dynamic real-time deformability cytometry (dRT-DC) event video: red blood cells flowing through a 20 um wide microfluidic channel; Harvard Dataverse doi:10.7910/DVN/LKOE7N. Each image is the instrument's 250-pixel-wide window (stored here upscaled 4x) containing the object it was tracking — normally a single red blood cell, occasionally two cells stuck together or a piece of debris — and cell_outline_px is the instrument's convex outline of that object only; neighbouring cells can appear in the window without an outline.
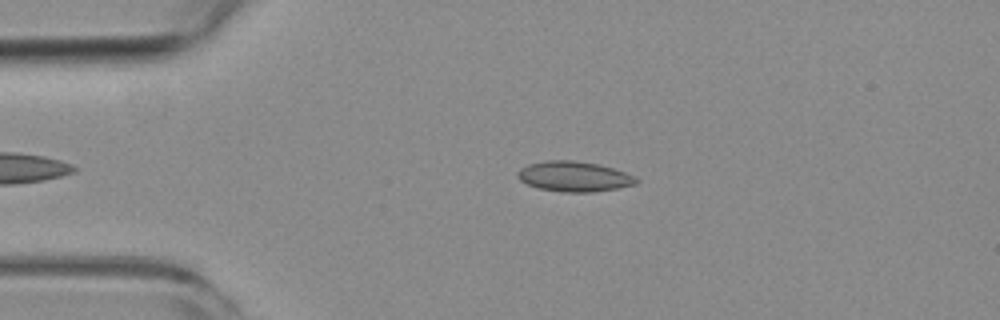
{"species": "common noctule bat (a hibernating species)", "species_latin": "Nyctalus noctula", "temperature_condition": "room temperature", "stored_images_in_passage": 31, "camera_frame_rate_fps": 3000, "um_per_image_px": 0.085, "animal": {"sex": "female", "body_mass_g": 19.3, "forearm_length_mm": 54.1}, "frame": {"image": 1, "passage_image": 1, "time_ms": 0.0, "image_size_px": [1000, 320], "cell_outline_px": [[640, 180], [636, 184], [616, 188], [592, 192], [564, 192], [540, 188], [528, 184], [520, 180], [516, 176], [516, 172], [520, 168], [528, 164], [548, 160], [572, 160], [596, 164], [612, 168], [624, 172]], "centroid_in_image_um": [48.76, 15.0], "position_along_channel_um": 36.2, "area_um2": 20.63}}
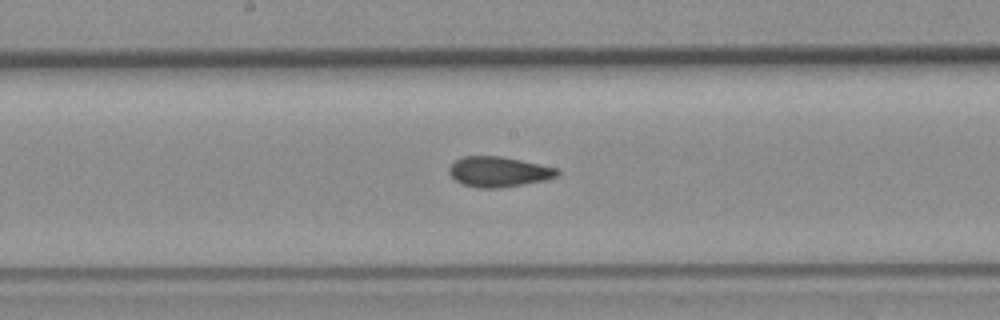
{"frame": {"image": 2, "passage_image": 17, "time_ms": 5.333, "image_size_px": [1000, 320], "cell_outline_px": [[560, 176], [544, 180], [524, 184], [500, 188], [476, 188], [464, 184], [456, 180], [448, 172], [448, 168], [456, 160], [464, 156], [500, 156], [520, 160], [556, 168], [560, 172]], "centroid_in_image_um": [42.39, 14.6], "position_along_channel_um": 205.8, "area_um2": 18.96}}
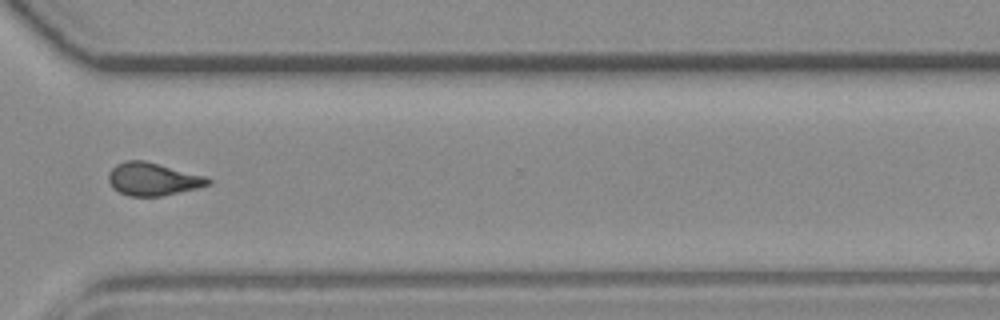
{"frame": {"image": 3, "passage_image": 29, "time_ms": 9.333, "image_size_px": [1000, 320], "cell_outline_px": [[212, 184], [196, 188], [160, 196], [128, 196], [112, 188], [108, 180], [108, 172], [116, 164], [124, 160], [144, 160], [208, 176], [212, 180]], "centroid_in_image_um": [13.0, 15.21], "position_along_channel_um": 357.6, "area_um2": 19.25}, "authors_computed_cell_mechanics": {"area_um2": 19.2474, "velocity_mm_per_s": 3.7961, "shape_relaxation_time_tau1_ms": null, "shape_relaxation_time_tau2_ms": 1.5707, "deformation_change_tau1": null, "deformation_change_tau2": 0.0733}}